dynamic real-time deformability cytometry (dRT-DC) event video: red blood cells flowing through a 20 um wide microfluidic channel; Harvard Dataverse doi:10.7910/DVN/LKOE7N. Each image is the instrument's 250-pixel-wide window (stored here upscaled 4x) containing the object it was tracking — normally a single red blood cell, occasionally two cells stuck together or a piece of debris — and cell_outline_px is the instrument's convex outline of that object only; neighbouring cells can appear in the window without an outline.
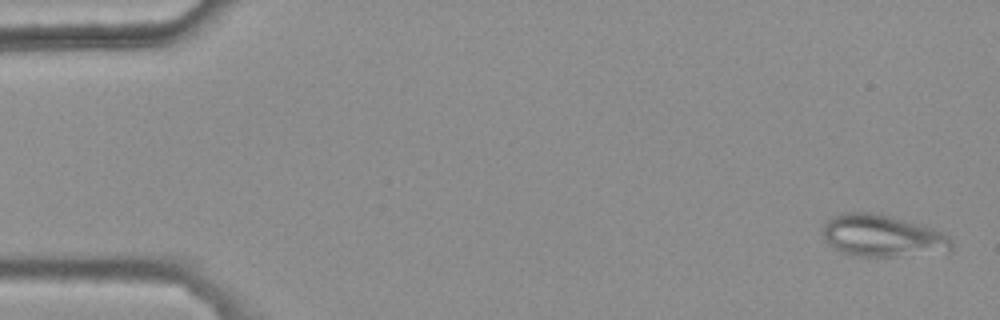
{"species": "common noctule bat (a hibernating species)", "species_latin": "Nyctalus noctula", "temperature_condition": "warm", "stored_images_in_passage": 2, "camera_frame_rate_fps": 3000, "um_per_image_px": 0.085, "animal": {"sex": "female", "body_mass_g": 25.1}, "frame": {"image": 1, "passage_image": 2, "time_ms": 0.333, "image_size_px": [1000, 320], "cell_outline_px": [[952, 252], [892, 256], [852, 256], [828, 244], [824, 240], [820, 232], [824, 224], [832, 216], [844, 212], [880, 212], [940, 232], [948, 236], [952, 240]], "centroid_in_image_um": [74.96, 20.04], "position_along_channel_um": 10.0, "area_um2": 31.62}}